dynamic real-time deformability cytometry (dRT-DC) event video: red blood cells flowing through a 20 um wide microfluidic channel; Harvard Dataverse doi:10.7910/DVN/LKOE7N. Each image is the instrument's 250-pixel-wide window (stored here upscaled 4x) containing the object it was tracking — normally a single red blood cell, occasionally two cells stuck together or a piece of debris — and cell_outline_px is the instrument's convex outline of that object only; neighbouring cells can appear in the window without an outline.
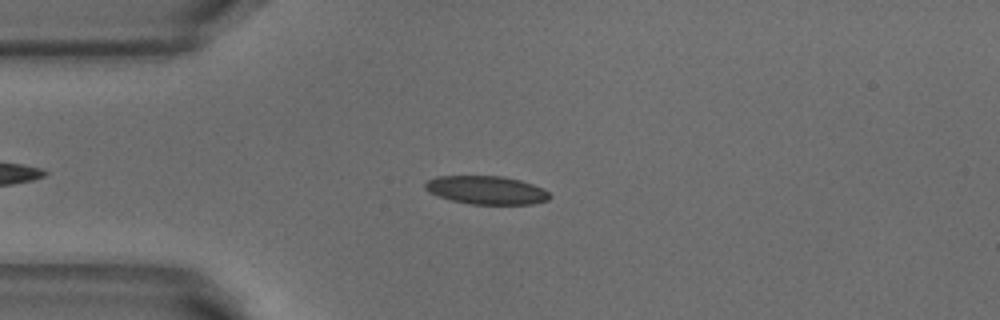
{"species": "common noctule bat (a hibernating species)", "species_latin": "Nyctalus noctula", "temperature_condition": "warm", "stored_images_in_passage": 45, "camera_frame_rate_fps": 3000, "um_per_image_px": 0.085, "animal": {"sex": "male", "body_mass_g": 18.8}, "frame": {"image": 1, "passage_image": 10, "time_ms": 3.0, "image_size_px": [1000, 320], "cell_outline_px": [[552, 196], [548, 200], [532, 204], [472, 204], [452, 200], [440, 196], [424, 188], [424, 184], [428, 180], [436, 176], [504, 176], [520, 180], [544, 188]], "centroid_in_image_um": [41.39, 16.15], "position_along_channel_um": 43.6, "area_um2": 20.46}}
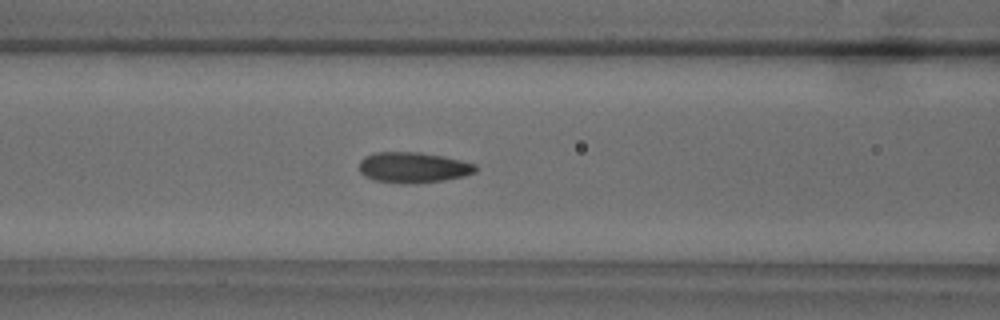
{"frame": {"image": 2, "passage_image": 18, "time_ms": 5.667, "image_size_px": [1000, 320], "cell_outline_px": [[476, 172], [464, 176], [444, 180], [408, 184], [400, 184], [376, 180], [360, 172], [360, 160], [364, 156], [376, 152], [420, 152], [444, 156], [476, 164]], "centroid_in_image_um": [35.14, 14.23], "position_along_channel_um": 131.5, "area_um2": 20.75}}
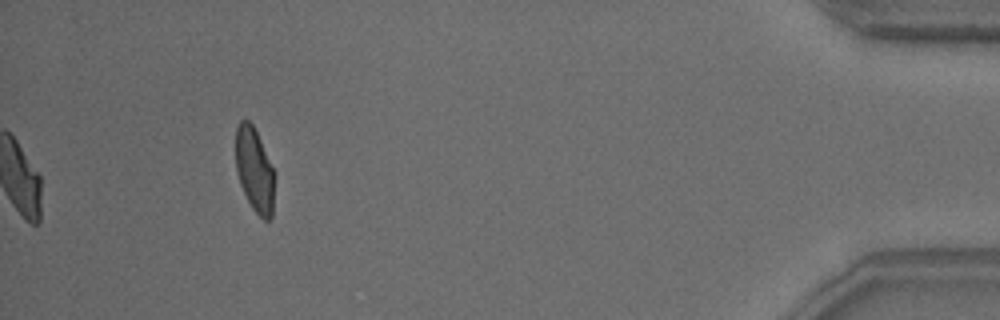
{"frame": {"image": 3, "passage_image": 45, "time_ms": 14.667, "image_size_px": [1000, 320], "cell_outline_px": [[276, 176], [272, 216], [268, 220], [264, 220], [252, 208], [240, 184], [236, 172], [236, 128], [240, 120], [248, 120], [252, 124], [276, 172]], "centroid_in_image_um": [21.66, 14.46], "position_along_channel_um": 413.5, "area_um2": 19.31}, "authors_computed_cell_mechanics": {"area_um2": 20.4612, "velocity_mm_per_s": 3.8796, "shape_relaxation_time_tau1_ms": 4.3216, "shape_relaxation_time_tau2_ms": 1.0802, "deformation_change_tau1": 0.1458, "deformation_change_tau2": 0.0608}}